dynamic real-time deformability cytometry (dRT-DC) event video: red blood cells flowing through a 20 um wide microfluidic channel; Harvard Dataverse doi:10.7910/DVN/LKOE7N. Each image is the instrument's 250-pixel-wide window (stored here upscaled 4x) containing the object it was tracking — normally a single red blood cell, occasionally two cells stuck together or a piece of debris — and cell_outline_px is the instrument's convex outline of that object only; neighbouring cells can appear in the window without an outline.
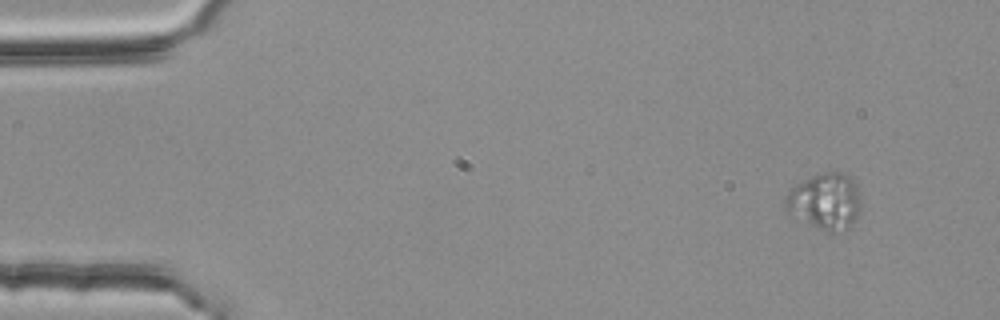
{"species": "common noctule bat (a hibernating species)", "species_latin": "Nyctalus noctula", "temperature_condition": "room temperature", "stored_images_in_passage": 3, "camera_frame_rate_fps": 3000, "um_per_image_px": 0.085, "animal": {"sex": "female", "body_mass_g": 25.1}, "frame": {"image": 1, "passage_image": 1, "time_ms": 0.0, "image_size_px": [1000, 320], "cell_outline_px": [[860, 208], [852, 224], [848, 228], [832, 232], [828, 232], [784, 212], [784, 196], [788, 188], [812, 176], [824, 172], [844, 172], [852, 176], [856, 180], [860, 200]], "centroid_in_image_um": [70.1, 17.08], "position_along_channel_um": 14.9, "area_um2": 25.14}}
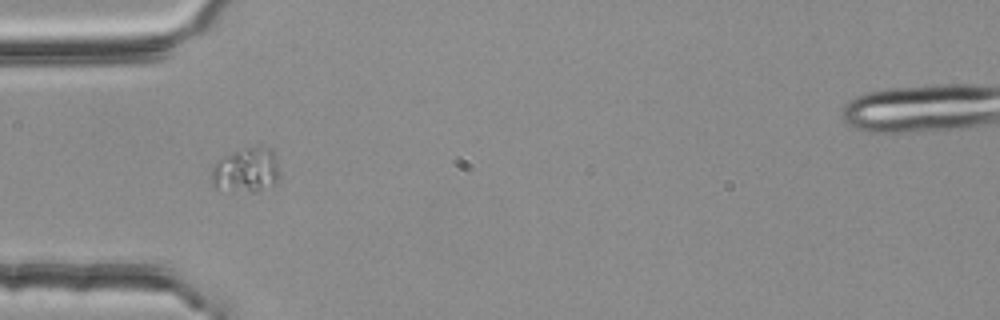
{"frame": {"image": 2, "passage_image": 3, "time_ms": 0.667, "image_size_px": [1000, 320], "cell_outline_px": [[280, 176], [272, 184], [260, 192], [252, 192], [216, 188], [212, 184], [212, 168], [216, 160], [220, 156], [256, 144], [260, 144], [272, 148], [280, 172]], "centroid_in_image_um": [20.94, 14.41], "position_along_channel_um": 64.1, "area_um2": 18.21}}